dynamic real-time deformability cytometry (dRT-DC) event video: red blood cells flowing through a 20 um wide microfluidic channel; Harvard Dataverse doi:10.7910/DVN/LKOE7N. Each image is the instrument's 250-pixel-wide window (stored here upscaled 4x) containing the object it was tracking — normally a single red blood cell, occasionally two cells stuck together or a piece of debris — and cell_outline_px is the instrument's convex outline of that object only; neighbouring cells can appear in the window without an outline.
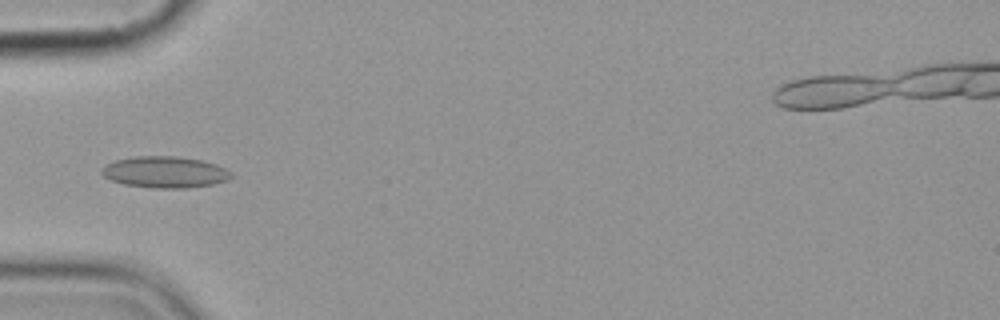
{"species": "common noctule bat (a hibernating species)", "species_latin": "Nyctalus noctula", "temperature_condition": "cold", "stored_images_in_passage": 5, "camera_frame_rate_fps": 3000, "um_per_image_px": 0.085, "animal": {"sex": "female", "body_mass_g": 19.9}, "frame": {"image": 1, "passage_image": 4, "time_ms": 3.667, "image_size_px": [1000, 320], "cell_outline_px": [[232, 176], [228, 180], [212, 184], [188, 188], [156, 188], [124, 184], [112, 180], [104, 176], [100, 172], [100, 168], [116, 160], [136, 156], [176, 156], [200, 160], [216, 164], [232, 172]], "centroid_in_image_um": [14.03, 14.63], "position_along_channel_um": 71.0, "area_um2": 23.58}}
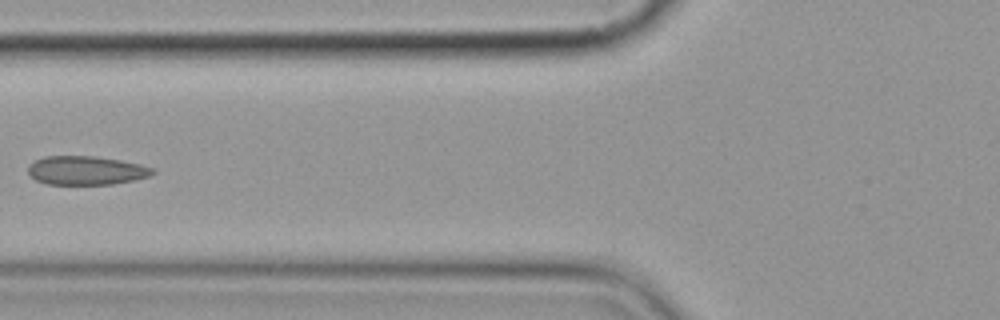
{"frame": {"image": 2, "passage_image": 5, "time_ms": 5.0, "image_size_px": [1000, 320], "cell_outline_px": [[156, 172], [148, 176], [132, 180], [112, 184], [48, 184], [36, 180], [28, 172], [28, 164], [44, 156], [92, 156], [120, 160], [140, 164], [156, 168]], "centroid_in_image_um": [7.33, 14.48], "position_along_channel_um": 118.5, "area_um2": 20.81}}